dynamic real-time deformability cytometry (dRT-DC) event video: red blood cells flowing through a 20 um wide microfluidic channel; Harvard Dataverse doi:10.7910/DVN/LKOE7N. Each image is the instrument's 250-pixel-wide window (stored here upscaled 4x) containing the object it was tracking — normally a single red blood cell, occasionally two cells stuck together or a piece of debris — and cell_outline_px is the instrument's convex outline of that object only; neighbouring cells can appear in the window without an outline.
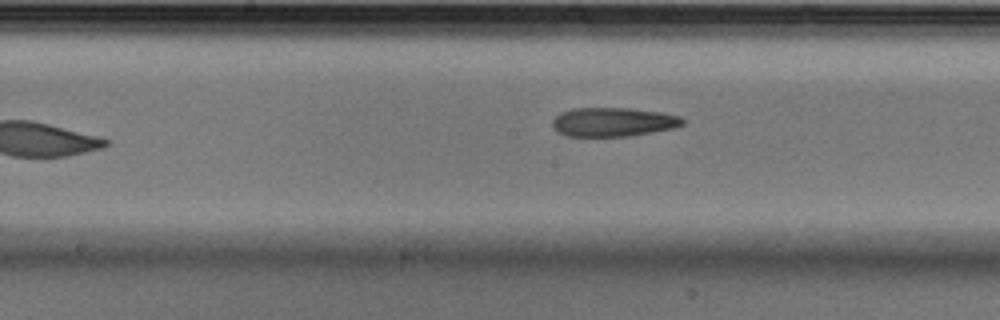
{"species": "Egyptian fruit bat (a non-hibernating species)", "species_latin": "Rousettus aegyptiacus", "temperature_condition": "cold", "stored_images_in_passage": 6, "camera_frame_rate_fps": 3000, "um_per_image_px": 0.085, "animal": {"sex": "male"}, "frame": {"image": 1, "passage_image": 6, "time_ms": 1.667, "image_size_px": [1000, 320], "cell_outline_px": [[684, 124], [676, 128], [628, 136], [568, 136], [556, 132], [552, 128], [552, 120], [560, 112], [572, 108], [632, 108], [660, 112], [680, 116], [684, 120]], "centroid_in_image_um": [52.1, 10.37], "position_along_channel_um": 196.1, "area_um2": 22.2}}